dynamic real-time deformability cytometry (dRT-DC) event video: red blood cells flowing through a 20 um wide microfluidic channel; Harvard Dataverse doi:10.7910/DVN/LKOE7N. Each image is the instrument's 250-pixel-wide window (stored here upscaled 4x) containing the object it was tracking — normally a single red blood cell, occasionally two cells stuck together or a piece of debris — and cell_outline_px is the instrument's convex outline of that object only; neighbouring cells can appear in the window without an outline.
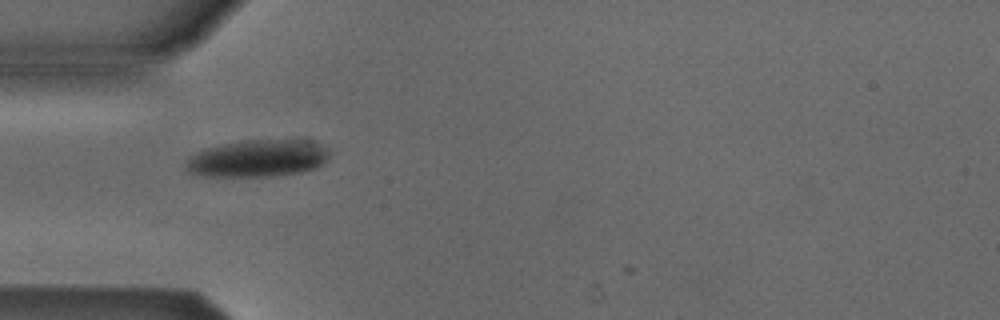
{"species": "Egyptian fruit bat (a non-hibernating species)", "species_latin": "Rousettus aegyptiacus", "temperature_condition": "cold", "stored_images_in_passage": 30, "camera_frame_rate_fps": 3000, "um_per_image_px": 0.085, "animal": {"sex": "male"}, "frame": {"image": 1, "passage_image": 3, "time_ms": 0.667, "image_size_px": [1000, 320], "cell_outline_px": [[332, 152], [328, 160], [324, 164], [316, 168], [300, 172], [276, 176], [204, 176], [188, 172], [184, 164], [188, 156], [204, 148], [224, 144], [248, 140], [316, 140], [332, 148]], "centroid_in_image_um": [22.0, 13.45], "position_along_channel_um": 63.0, "area_um2": 31.79}}
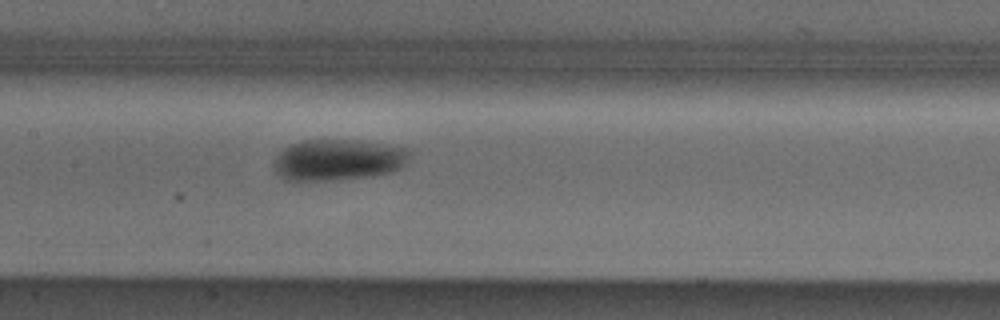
{"frame": {"image": 2, "passage_image": 12, "time_ms": 3.667, "image_size_px": [1000, 320], "cell_outline_px": [[408, 160], [400, 168], [392, 172], [372, 176], [336, 180], [288, 180], [280, 176], [276, 172], [276, 156], [284, 148], [292, 144], [304, 140], [356, 140], [404, 148], [408, 152]], "centroid_in_image_um": [28.73, 13.59], "position_along_channel_um": 178.7, "area_um2": 32.08}}
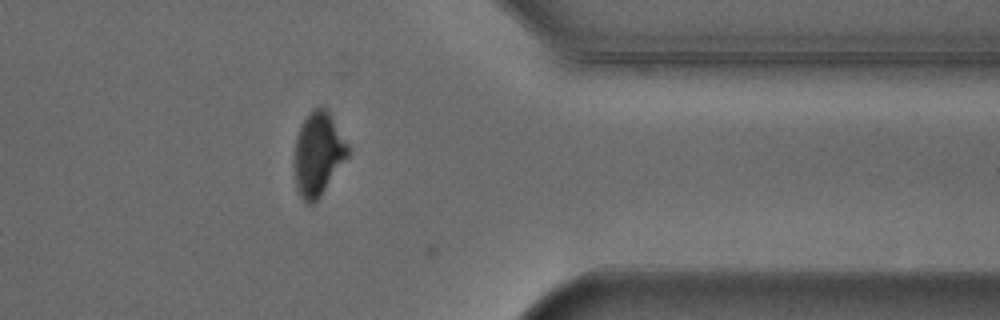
{"frame": {"image": 3, "passage_image": 29, "time_ms": 9.333, "image_size_px": [1000, 320], "cell_outline_px": [[348, 156], [320, 196], [312, 204], [308, 204], [300, 196], [296, 188], [296, 136], [308, 112], [312, 108], [328, 108], [348, 144]], "centroid_in_image_um": [27.06, 13.04], "position_along_channel_um": 384.3, "area_um2": 25.55}}